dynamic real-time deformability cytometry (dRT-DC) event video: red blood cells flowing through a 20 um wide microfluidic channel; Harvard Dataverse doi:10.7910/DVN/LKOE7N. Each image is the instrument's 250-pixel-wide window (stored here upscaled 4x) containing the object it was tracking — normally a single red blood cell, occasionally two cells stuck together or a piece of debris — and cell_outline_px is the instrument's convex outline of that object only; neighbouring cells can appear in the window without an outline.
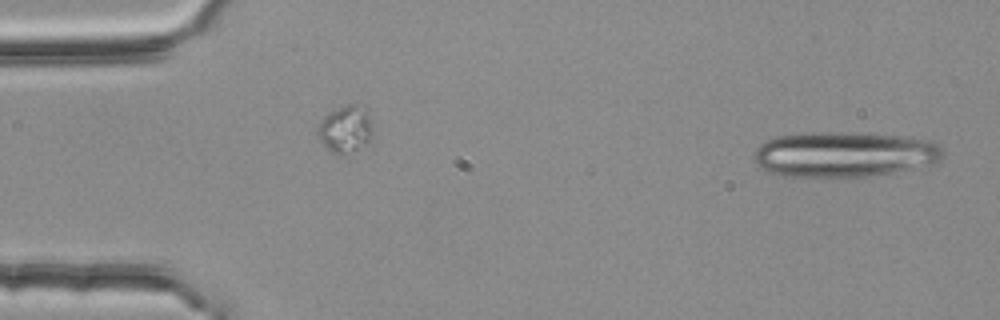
{"species": "common noctule bat (a hibernating species)", "species_latin": "Nyctalus noctula", "temperature_condition": "room temperature", "stored_images_in_passage": 14, "camera_frame_rate_fps": 3000, "um_per_image_px": 0.085, "animal": {"sex": "female", "body_mass_g": 25.1}, "frame": {"image": 1, "passage_image": 1, "time_ms": 0.0, "image_size_px": [1000, 320], "cell_outline_px": [[944, 156], [940, 160], [928, 164], [868, 176], [784, 176], [768, 172], [760, 168], [752, 160], [752, 156], [756, 148], [764, 140], [776, 136], [804, 132], [848, 132], [896, 136], [924, 140], [936, 144], [944, 152]], "centroid_in_image_um": [71.61, 13.1], "position_along_channel_um": 13.4, "area_um2": 49.53}}